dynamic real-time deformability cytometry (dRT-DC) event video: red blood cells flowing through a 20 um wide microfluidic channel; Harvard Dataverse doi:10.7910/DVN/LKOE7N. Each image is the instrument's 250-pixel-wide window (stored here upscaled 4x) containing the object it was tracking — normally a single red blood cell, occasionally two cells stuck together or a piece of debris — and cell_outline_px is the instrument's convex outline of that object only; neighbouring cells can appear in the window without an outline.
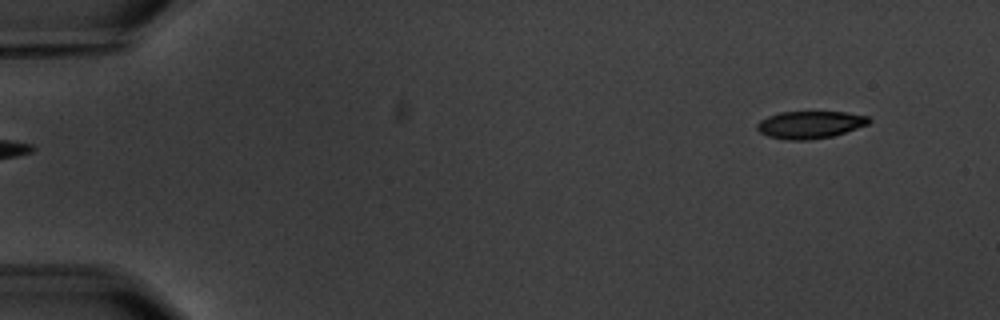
{"species": "common noctule bat (a hibernating species)", "species_latin": "Nyctalus noctula", "temperature_condition": "warm", "stored_images_in_passage": 4, "camera_frame_rate_fps": 3000, "um_per_image_px": 0.085, "animal": {"sex": "male", "body_mass_g": 20.1, "forearm_length_mm": 53.5}, "frame": {"image": 1, "passage_image": 4, "time_ms": 3.667, "image_size_px": [1000, 320], "cell_outline_px": [[872, 120], [868, 124], [832, 136], [808, 140], [784, 140], [768, 136], [760, 132], [756, 128], [756, 124], [760, 120], [768, 116], [780, 112], [848, 112], [868, 116]], "centroid_in_image_um": [68.83, 10.6], "position_along_channel_um": 16.2, "area_um2": 17.86}}